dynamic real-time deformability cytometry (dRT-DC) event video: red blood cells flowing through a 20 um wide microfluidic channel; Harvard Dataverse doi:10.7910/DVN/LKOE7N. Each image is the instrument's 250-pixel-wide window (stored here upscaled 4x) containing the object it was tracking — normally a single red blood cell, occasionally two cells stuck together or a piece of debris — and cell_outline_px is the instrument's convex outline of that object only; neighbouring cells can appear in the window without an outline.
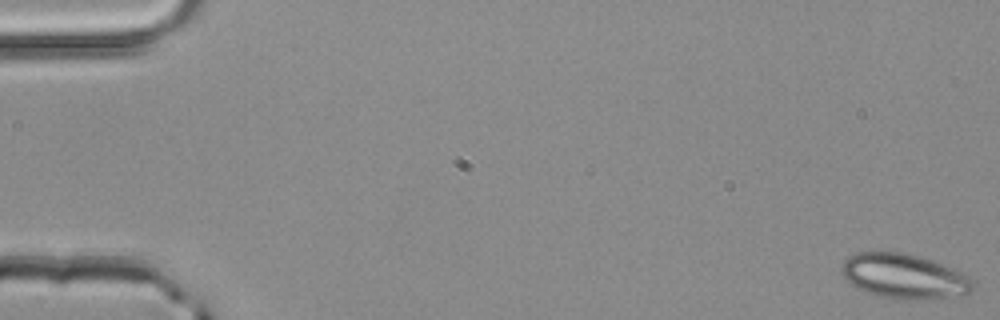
{"species": "common noctule bat (a hibernating species)", "species_latin": "Nyctalus noctula", "temperature_condition": "room temperature", "stored_images_in_passage": 4, "camera_frame_rate_fps": 3000, "um_per_image_px": 0.085, "animal": {"sex": "male", "body_mass_g": 20.4}, "frame": {"image": 1, "passage_image": 1, "time_ms": 0.0, "image_size_px": [1000, 320], "cell_outline_px": [[972, 288], [964, 296], [920, 300], [900, 300], [880, 296], [856, 288], [840, 272], [840, 268], [844, 260], [848, 256], [856, 252], [904, 252], [932, 260], [952, 268], [968, 276], [972, 280]], "centroid_in_image_um": [76.83, 23.49], "position_along_channel_um": 8.2, "area_um2": 34.45}}